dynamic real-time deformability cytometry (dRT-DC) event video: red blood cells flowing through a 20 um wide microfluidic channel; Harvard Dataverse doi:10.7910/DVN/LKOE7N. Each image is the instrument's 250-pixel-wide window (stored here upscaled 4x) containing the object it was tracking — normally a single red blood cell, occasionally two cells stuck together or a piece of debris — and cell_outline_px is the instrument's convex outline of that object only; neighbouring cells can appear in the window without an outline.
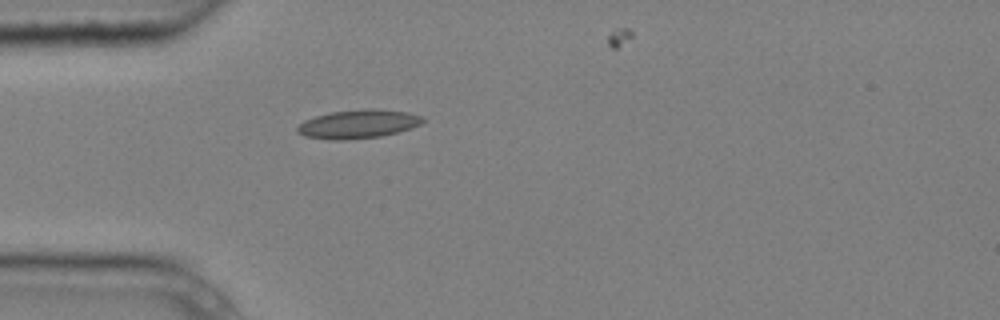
{"species": "common noctule bat (a hibernating species)", "species_latin": "Nyctalus noctula", "temperature_condition": "cold", "stored_images_in_passage": 1, "camera_frame_rate_fps": 3000, "um_per_image_px": 0.085, "animal": {"sex": "male", "body_mass_g": 20.4}, "frame": {"image": 1, "passage_image": 1, "time_ms": 0.0, "image_size_px": [1000, 320], "cell_outline_px": [[424, 120], [420, 124], [396, 132], [380, 136], [348, 140], [332, 140], [304, 136], [296, 132], [296, 128], [304, 120], [316, 116], [332, 112], [372, 108], [408, 112], [420, 116]], "centroid_in_image_um": [30.39, 10.55], "position_along_channel_um": 54.6, "area_um2": 20.69}}